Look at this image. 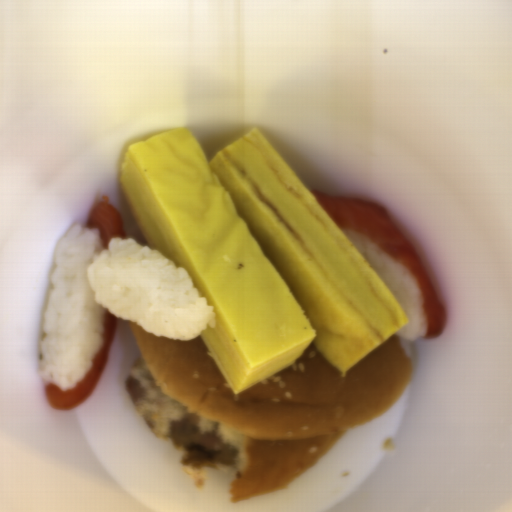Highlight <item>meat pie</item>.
<instances>
[{
	"label": "meat pie",
	"mask_w": 512,
	"mask_h": 512,
	"mask_svg": "<svg viewBox=\"0 0 512 512\" xmlns=\"http://www.w3.org/2000/svg\"><path fill=\"white\" fill-rule=\"evenodd\" d=\"M170 433L173 447L185 449L179 463L186 468L202 469L218 466L223 463L227 466L235 465L237 447L227 444L218 437L219 422H214L208 433L199 431V415L186 413L181 420L170 421Z\"/></svg>",
	"instance_id": "meat-pie-1"
},
{
	"label": "meat pie",
	"mask_w": 512,
	"mask_h": 512,
	"mask_svg": "<svg viewBox=\"0 0 512 512\" xmlns=\"http://www.w3.org/2000/svg\"><path fill=\"white\" fill-rule=\"evenodd\" d=\"M125 388L134 403H137L139 400L143 399L146 395V388L143 387L139 380H137L132 375L126 378Z\"/></svg>",
	"instance_id": "meat-pie-2"
}]
</instances>
